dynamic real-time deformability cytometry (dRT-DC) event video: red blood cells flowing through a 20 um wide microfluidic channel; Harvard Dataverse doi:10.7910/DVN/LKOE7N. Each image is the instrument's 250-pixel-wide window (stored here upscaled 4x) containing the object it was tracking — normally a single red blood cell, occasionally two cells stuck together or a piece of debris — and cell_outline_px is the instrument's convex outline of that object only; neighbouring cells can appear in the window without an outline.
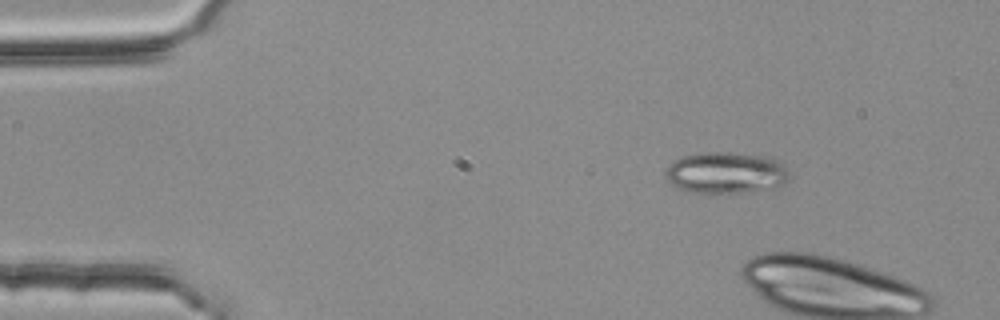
{"species": "common noctule bat (a hibernating species)", "species_latin": "Nyctalus noctula", "temperature_condition": "room temperature", "stored_images_in_passage": 5, "camera_frame_rate_fps": 3000, "um_per_image_px": 0.085, "animal": {"sex": "female", "body_mass_g": 25.1}, "frame": {"image": 1, "passage_image": 1, "time_ms": 0.0, "image_size_px": [1000, 320], "cell_outline_px": [[788, 176], [784, 184], [772, 188], [748, 192], [716, 196], [684, 192], [676, 188], [664, 176], [664, 172], [672, 160], [684, 156], [704, 152], [724, 152], [768, 156], [776, 160], [788, 172]], "centroid_in_image_um": [61.61, 14.74], "position_along_channel_um": 23.4, "area_um2": 30.75}}